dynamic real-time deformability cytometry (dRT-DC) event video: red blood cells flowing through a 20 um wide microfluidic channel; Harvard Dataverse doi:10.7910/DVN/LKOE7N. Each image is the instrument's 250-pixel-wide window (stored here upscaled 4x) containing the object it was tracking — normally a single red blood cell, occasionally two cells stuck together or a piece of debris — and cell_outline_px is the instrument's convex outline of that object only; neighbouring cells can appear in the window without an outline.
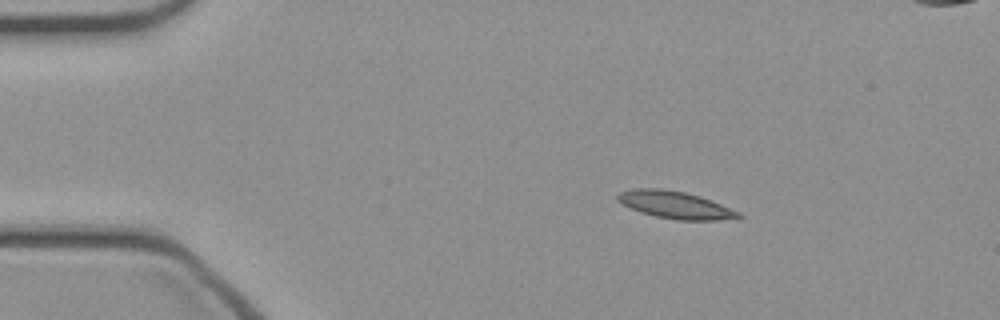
{"species": "common noctule bat (a hibernating species)", "species_latin": "Nyctalus noctula", "temperature_condition": "cold", "stored_images_in_passage": 42, "camera_frame_rate_fps": 3000, "um_per_image_px": 0.085, "animal": {"sex": "female", "body_mass_g": 21.9}, "frame": {"image": 1, "passage_image": 1, "time_ms": 0.0, "image_size_px": [1000, 320], "cell_outline_px": [[744, 216], [720, 220], [676, 220], [656, 216], [640, 212], [616, 200], [616, 196], [620, 192], [632, 188], [660, 188], [684, 192], [700, 196], [740, 212]], "centroid_in_image_um": [57.38, 17.41], "position_along_channel_um": 27.6, "area_um2": 19.07}}
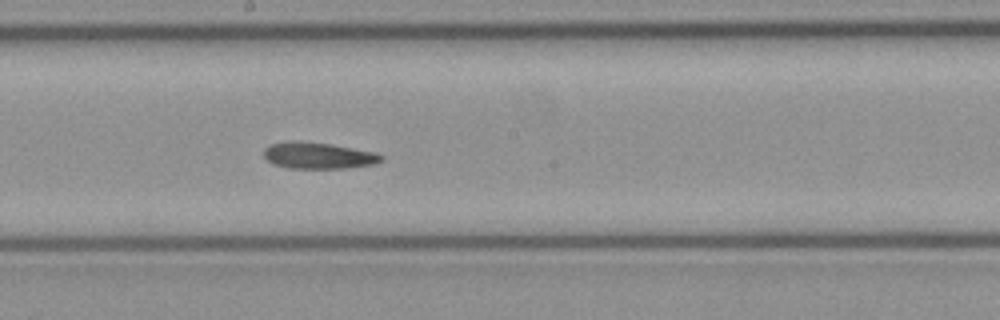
{"frame": {"image": 2, "passage_image": 19, "time_ms": 6.0, "image_size_px": [1000, 320], "cell_outline_px": [[384, 160], [376, 164], [344, 168], [288, 168], [272, 164], [264, 156], [264, 148], [272, 144], [288, 140], [300, 140], [328, 144], [376, 152], [384, 156]], "centroid_in_image_um": [27.06, 13.22], "position_along_channel_um": 221.1, "area_um2": 18.21}}
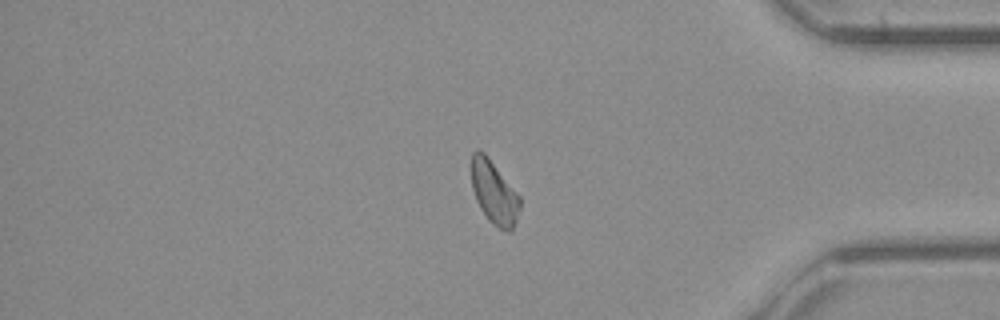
{"frame": {"image": 3, "passage_image": 33, "time_ms": 10.667, "image_size_px": [1000, 320], "cell_outline_px": [[520, 208], [516, 220], [512, 228], [508, 232], [492, 224], [488, 220], [480, 208], [476, 200], [472, 188], [472, 152], [476, 148], [484, 152], [488, 156], [520, 196]], "centroid_in_image_um": [41.99, 16.35], "position_along_channel_um": 393.2, "area_um2": 17.8}}